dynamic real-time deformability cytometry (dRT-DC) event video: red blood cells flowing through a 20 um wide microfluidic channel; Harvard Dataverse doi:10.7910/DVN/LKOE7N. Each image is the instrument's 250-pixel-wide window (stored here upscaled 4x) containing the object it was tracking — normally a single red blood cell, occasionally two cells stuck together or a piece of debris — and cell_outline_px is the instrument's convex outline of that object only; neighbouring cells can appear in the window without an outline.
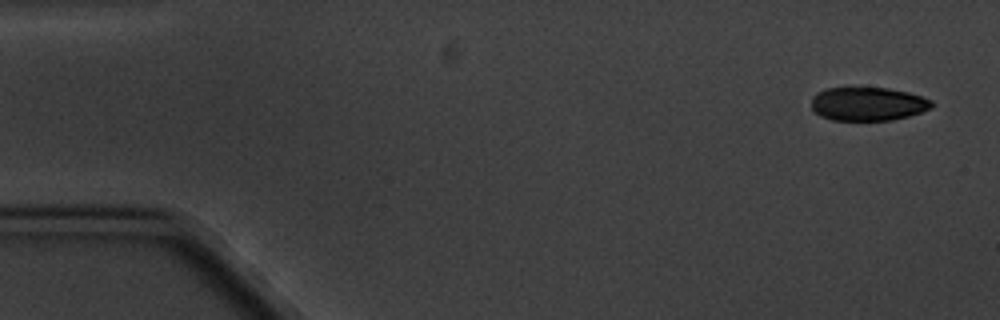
{"species": "common noctule bat (a hibernating species)", "species_latin": "Nyctalus noctula", "temperature_condition": "cold", "stored_images_in_passage": 5, "camera_frame_rate_fps": 3000, "um_per_image_px": 0.085, "animal": {"sex": "male", "body_mass_g": 20.1, "forearm_length_mm": 53.5}, "frame": {"image": 1, "passage_image": 1, "time_ms": 0.0, "image_size_px": [1000, 320], "cell_outline_px": [[936, 104], [932, 108], [908, 116], [892, 120], [832, 120], [820, 116], [812, 112], [812, 96], [816, 92], [824, 88], [848, 84], [888, 88], [908, 92], [932, 100]], "centroid_in_image_um": [73.71, 8.78], "position_along_channel_um": 11.3, "area_um2": 24.68}}